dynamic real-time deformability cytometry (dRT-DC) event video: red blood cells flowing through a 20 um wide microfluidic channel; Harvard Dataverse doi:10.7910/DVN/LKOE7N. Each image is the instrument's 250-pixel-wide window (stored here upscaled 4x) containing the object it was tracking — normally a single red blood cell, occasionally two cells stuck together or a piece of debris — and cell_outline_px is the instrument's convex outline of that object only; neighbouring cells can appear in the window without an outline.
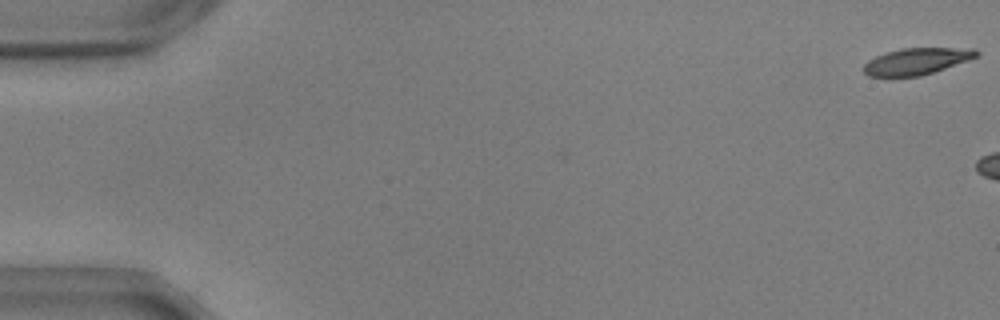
{"species": "common noctule bat (a hibernating species)", "species_latin": "Nyctalus noctula", "temperature_condition": "warm", "stored_images_in_passage": 6, "camera_frame_rate_fps": 3000, "um_per_image_px": 0.085, "animal": {"sex": "male", "body_mass_g": 17.9, "forearm_length_mm": 54.2}, "frame": {"image": 1, "passage_image": 1, "time_ms": 0.0, "image_size_px": [1000, 320], "cell_outline_px": [[980, 56], [920, 76], [868, 76], [864, 72], [864, 64], [868, 60], [876, 56], [900, 48], [976, 48], [980, 52]], "centroid_in_image_um": [77.95, 5.19], "position_along_channel_um": 7.1, "area_um2": 17.34}}